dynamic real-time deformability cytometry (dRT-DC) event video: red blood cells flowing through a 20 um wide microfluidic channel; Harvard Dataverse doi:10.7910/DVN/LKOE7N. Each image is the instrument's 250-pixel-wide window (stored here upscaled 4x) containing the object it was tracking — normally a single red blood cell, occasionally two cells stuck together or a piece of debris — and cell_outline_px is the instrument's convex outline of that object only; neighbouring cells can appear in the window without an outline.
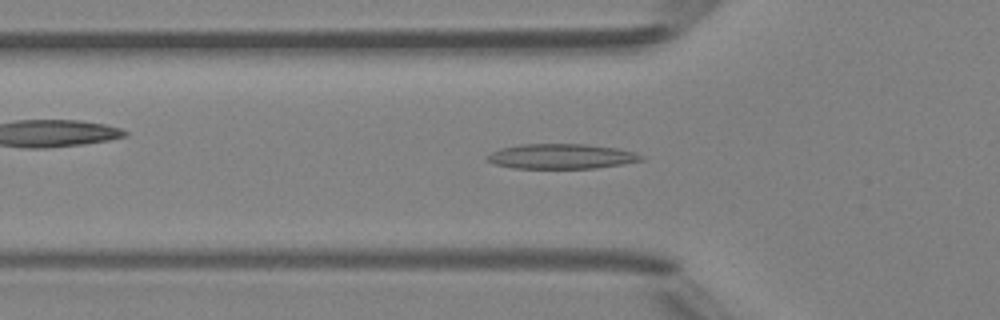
{"species": "Egyptian fruit bat (a non-hibernating species)", "species_latin": "Rousettus aegyptiacus", "temperature_condition": "room temperature", "stored_images_in_passage": 44, "camera_frame_rate_fps": 3000, "um_per_image_px": 0.085, "animal": {"sex": "female"}, "frame": {"image": 1, "passage_image": 11, "time_ms": 3.333, "image_size_px": [1000, 320], "cell_outline_px": [[644, 160], [596, 168], [512, 168], [496, 164], [488, 160], [484, 156], [500, 148], [520, 144], [588, 144], [616, 148], [632, 152], [644, 156]], "centroid_in_image_um": [47.69, 13.28], "position_along_channel_um": 78.1, "area_um2": 22.31}}
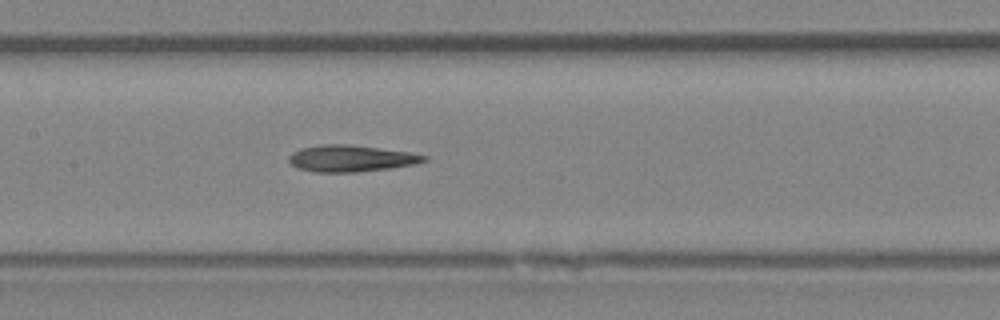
{"frame": {"image": 2, "passage_image": 18, "time_ms": 5.667, "image_size_px": [1000, 320], "cell_outline_px": [[428, 160], [416, 164], [388, 168], [356, 172], [316, 172], [300, 168], [292, 164], [288, 160], [288, 156], [292, 152], [300, 148], [324, 144], [344, 144], [380, 148], [408, 152], [428, 156]], "centroid_in_image_um": [29.83, 13.46], "position_along_channel_um": 177.6, "area_um2": 20.75}}
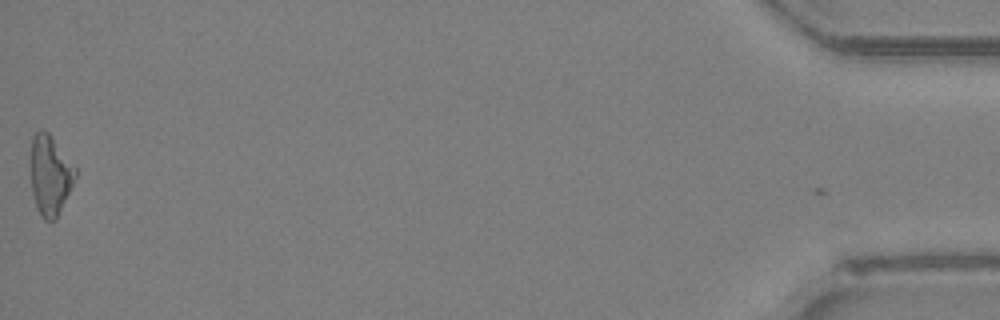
{"frame": {"image": 3, "passage_image": 43, "time_ms": 14.0, "image_size_px": [1000, 320], "cell_outline_px": [[76, 176], [56, 220], [44, 220], [40, 216], [36, 208], [32, 192], [28, 160], [32, 136], [40, 128], [44, 128], [48, 132], [76, 168]], "centroid_in_image_um": [4.19, 14.85], "position_along_channel_um": 431.0, "area_um2": 21.27}}